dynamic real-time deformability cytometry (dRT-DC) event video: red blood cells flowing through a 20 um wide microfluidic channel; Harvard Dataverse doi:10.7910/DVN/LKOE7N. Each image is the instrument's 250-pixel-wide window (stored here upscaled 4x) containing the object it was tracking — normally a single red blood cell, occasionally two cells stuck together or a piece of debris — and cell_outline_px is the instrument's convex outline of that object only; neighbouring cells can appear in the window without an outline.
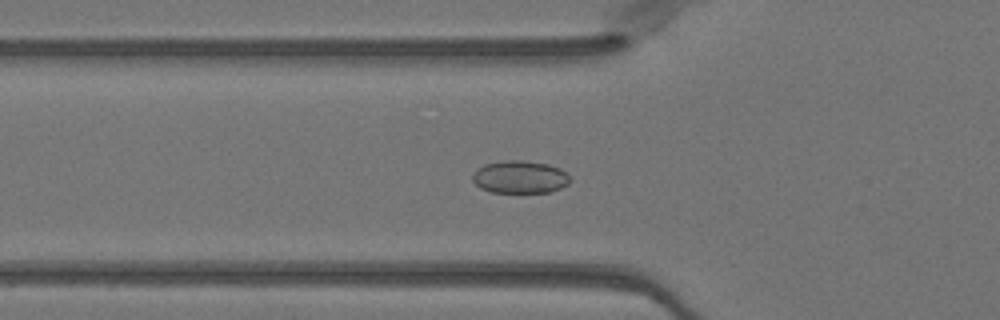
{"species": "Egyptian fruit bat (a non-hibernating species)", "species_latin": "Rousettus aegyptiacus", "temperature_condition": "warm", "stored_images_in_passage": 52, "camera_frame_rate_fps": 3000, "um_per_image_px": 0.085, "animal": {"sex": "female"}, "frame": {"image": 1, "passage_image": 18, "time_ms": 5.667, "image_size_px": [1000, 320], "cell_outline_px": [[572, 180], [568, 184], [560, 188], [548, 192], [492, 192], [480, 188], [472, 180], [472, 176], [484, 164], [504, 160], [520, 160], [548, 164], [560, 168]], "centroid_in_image_um": [44.2, 15.04], "position_along_channel_um": 81.6, "area_um2": 18.38}}
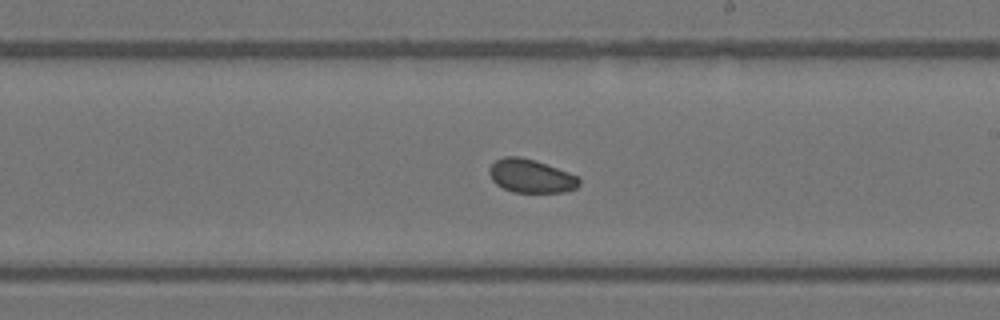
{"frame": {"image": 2, "passage_image": 30, "time_ms": 9.667, "image_size_px": [1000, 320], "cell_outline_px": [[580, 184], [576, 188], [564, 192], [512, 192], [496, 184], [492, 180], [488, 172], [488, 168], [496, 160], [504, 156], [520, 156], [536, 160], [568, 172], [576, 176], [580, 180]], "centroid_in_image_um": [45.1, 14.95], "position_along_channel_um": 243.9, "area_um2": 17.57}}
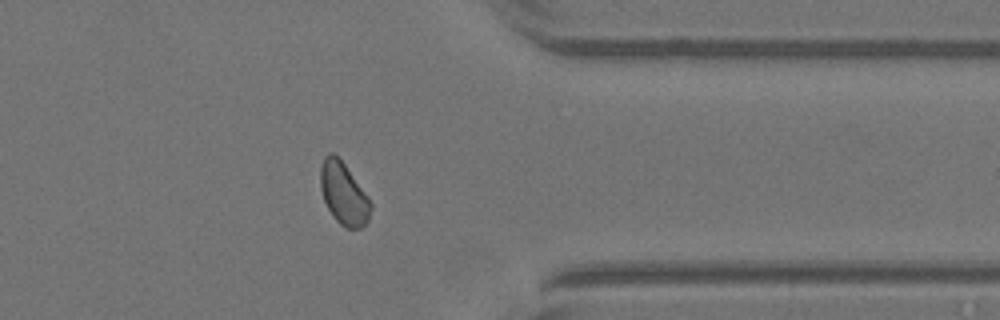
{"frame": {"image": 3, "passage_image": 41, "time_ms": 13.333, "image_size_px": [1000, 320], "cell_outline_px": [[372, 208], [368, 220], [360, 228], [344, 228], [332, 216], [324, 200], [320, 188], [320, 168], [324, 156], [328, 152], [332, 152], [344, 164], [368, 196], [372, 204]], "centroid_in_image_um": [29.2, 16.46], "position_along_channel_um": 382.2, "area_um2": 18.15}, "authors_computed_cell_mechanics": {"area_um2": 18.207, "velocity_mm_per_s": 4.0401, "shape_relaxation_time_tau1_ms": null, "shape_relaxation_time_tau2_ms": 8.2693, "deformation_change_tau1": null, "deformation_change_tau2": 0.084}}